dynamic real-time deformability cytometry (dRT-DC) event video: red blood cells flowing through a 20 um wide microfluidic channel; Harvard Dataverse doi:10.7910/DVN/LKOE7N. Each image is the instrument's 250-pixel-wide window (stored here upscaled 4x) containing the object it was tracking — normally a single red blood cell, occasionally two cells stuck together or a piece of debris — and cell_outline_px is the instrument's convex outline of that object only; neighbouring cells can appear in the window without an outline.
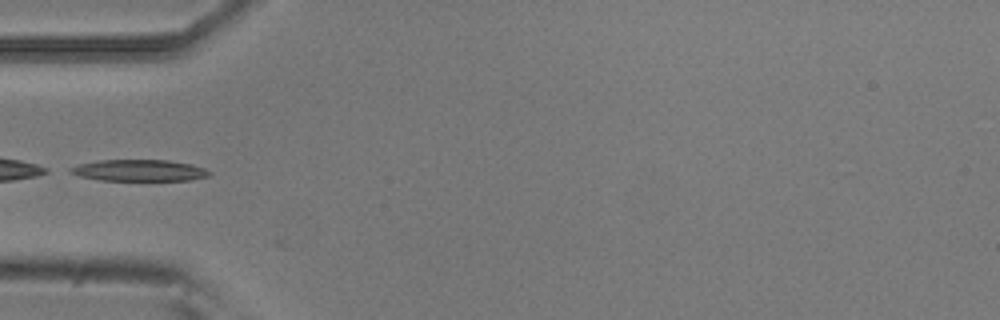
{"species": "common noctule bat (a hibernating species)", "species_latin": "Nyctalus noctula", "temperature_condition": "room temperature", "stored_images_in_passage": 19, "camera_frame_rate_fps": 3000, "um_per_image_px": 0.085, "animal": {"sex": "male", "body_mass_g": 20.5, "forearm_length_mm": 52.5}, "frame": {"image": 1, "passage_image": 1, "time_ms": 0.0, "image_size_px": [1000, 320], "cell_outline_px": [[212, 172], [208, 176], [192, 180], [100, 180], [80, 176], [68, 172], [68, 168], [80, 164], [100, 160], [168, 160], [192, 164], [204, 168]], "centroid_in_image_um": [11.84, 14.48], "position_along_channel_um": 73.2, "area_um2": 17.34}}